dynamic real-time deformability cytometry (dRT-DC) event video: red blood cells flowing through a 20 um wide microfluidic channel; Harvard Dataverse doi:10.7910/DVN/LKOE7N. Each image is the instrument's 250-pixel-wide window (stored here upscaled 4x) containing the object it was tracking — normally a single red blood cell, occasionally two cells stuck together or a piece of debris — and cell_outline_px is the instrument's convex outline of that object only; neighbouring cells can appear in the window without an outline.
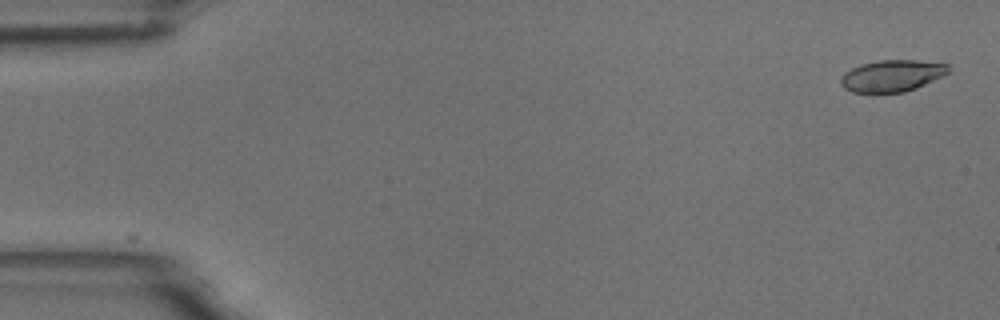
{"species": "common noctule bat (a hibernating species)", "species_latin": "Nyctalus noctula", "temperature_condition": "room temperature", "stored_images_in_passage": 10, "camera_frame_rate_fps": 3000, "um_per_image_px": 0.085, "animal": {"sex": "male", "body_mass_g": 18.8}, "frame": {"image": 1, "passage_image": 1, "time_ms": 0.0, "image_size_px": [1000, 320], "cell_outline_px": [[948, 72], [944, 76], [916, 88], [904, 92], [852, 92], [844, 88], [840, 84], [840, 76], [844, 72], [860, 64], [880, 60], [916, 60], [948, 64]], "centroid_in_image_um": [75.8, 6.44], "position_along_channel_um": 9.2, "area_um2": 19.88}}
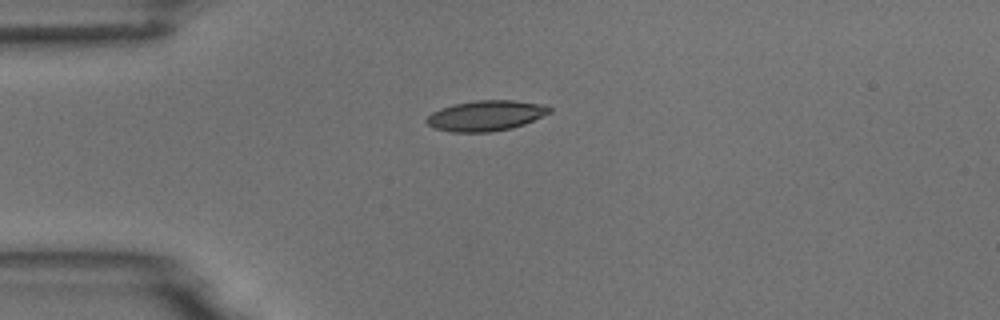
{"frame": {"image": 2, "passage_image": 4, "time_ms": 4.0, "image_size_px": [1000, 320], "cell_outline_px": [[552, 112], [524, 124], [512, 128], [488, 132], [452, 132], [436, 128], [428, 124], [424, 120], [432, 112], [440, 108], [456, 104], [476, 100], [512, 100], [544, 104], [552, 108]], "centroid_in_image_um": [41.32, 9.82], "position_along_channel_um": 43.7, "area_um2": 21.73}}
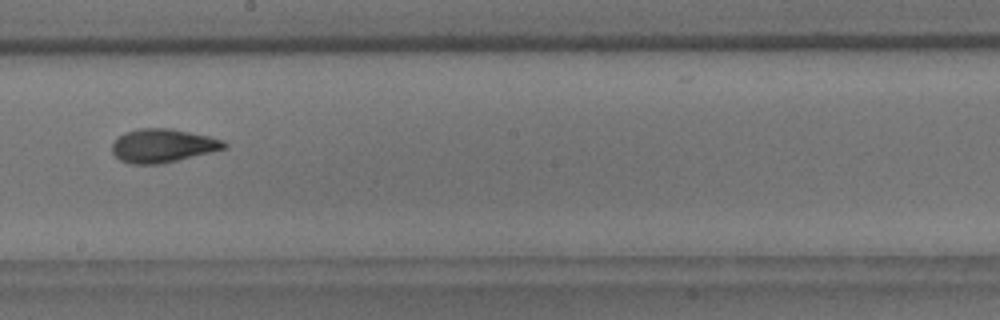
{"frame": {"image": 3, "passage_image": 9, "time_ms": 9.667, "image_size_px": [1000, 320], "cell_outline_px": [[228, 148], [160, 164], [132, 164], [120, 160], [112, 152], [112, 144], [124, 132], [140, 128], [172, 128], [208, 136], [224, 140], [228, 144]], "centroid_in_image_um": [13.85, 12.37], "position_along_channel_um": 234.3, "area_um2": 21.91}}